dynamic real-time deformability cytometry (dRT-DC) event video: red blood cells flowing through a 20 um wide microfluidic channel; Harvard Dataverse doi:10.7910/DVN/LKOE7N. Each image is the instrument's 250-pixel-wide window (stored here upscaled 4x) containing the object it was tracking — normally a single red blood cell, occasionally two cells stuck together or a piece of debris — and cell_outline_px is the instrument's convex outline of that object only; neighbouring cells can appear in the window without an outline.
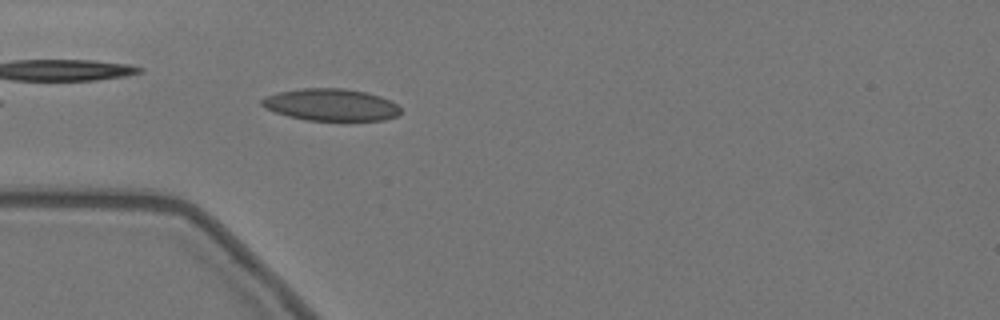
{"species": "Egyptian fruit bat (a non-hibernating species)", "species_latin": "Rousettus aegyptiacus", "temperature_condition": "warm", "stored_images_in_passage": 11, "camera_frame_rate_fps": 3000, "um_per_image_px": 0.085, "animal": {"sex": "female"}, "frame": {"image": 1, "passage_image": 4, "time_ms": 1.0, "image_size_px": [1000, 320], "cell_outline_px": [[400, 112], [396, 116], [384, 120], [304, 120], [288, 116], [276, 112], [260, 104], [260, 100], [264, 96], [276, 92], [300, 88], [344, 88], [368, 92], [392, 100], [400, 108]], "centroid_in_image_um": [28.12, 8.89], "position_along_channel_um": 56.9, "area_um2": 26.07}}